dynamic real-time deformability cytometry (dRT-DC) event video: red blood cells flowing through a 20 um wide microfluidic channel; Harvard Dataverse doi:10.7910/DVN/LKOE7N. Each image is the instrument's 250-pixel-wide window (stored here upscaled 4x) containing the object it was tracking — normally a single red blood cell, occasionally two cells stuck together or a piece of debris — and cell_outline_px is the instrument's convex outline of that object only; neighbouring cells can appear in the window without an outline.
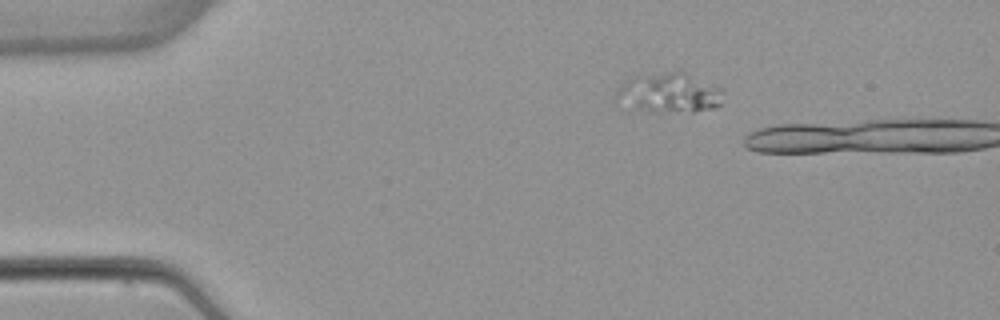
{"species": "common noctule bat (a hibernating species)", "species_latin": "Nyctalus noctula", "temperature_condition": "warm", "stored_images_in_passage": 6, "camera_frame_rate_fps": 3000, "um_per_image_px": 0.085, "animal": {"sex": "female", "body_mass_g": 22.7, "forearm_length_mm": 54.2}, "frame": {"image": 1, "passage_image": 3, "time_ms": 2.333, "image_size_px": [1000, 320], "cell_outline_px": [[724, 92], [720, 104], [716, 108], [692, 112], [640, 108], [616, 104], [616, 92], [620, 84], [628, 76], [640, 72], [684, 72], [724, 88]], "centroid_in_image_um": [56.85, 7.83], "position_along_channel_um": 28.2, "area_um2": 25.09}}